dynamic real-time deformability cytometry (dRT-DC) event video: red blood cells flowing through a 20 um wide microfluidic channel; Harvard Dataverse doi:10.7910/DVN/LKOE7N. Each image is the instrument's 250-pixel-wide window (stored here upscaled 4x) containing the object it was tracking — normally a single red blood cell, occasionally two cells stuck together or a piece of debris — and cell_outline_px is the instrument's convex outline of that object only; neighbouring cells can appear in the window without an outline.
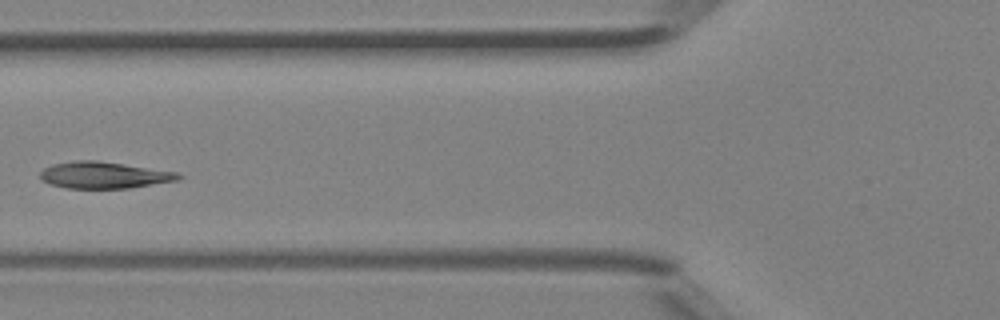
{"species": "Egyptian fruit bat (a non-hibernating species)", "species_latin": "Rousettus aegyptiacus", "temperature_condition": "room temperature", "stored_images_in_passage": 4, "camera_frame_rate_fps": 3000, "um_per_image_px": 0.085, "animal": {"sex": "female"}, "frame": {"image": 1, "passage_image": 4, "time_ms": 1.0, "image_size_px": [1000, 320], "cell_outline_px": [[184, 176], [180, 180], [128, 188], [64, 188], [48, 184], [40, 180], [40, 172], [44, 168], [52, 164], [76, 160], [96, 160], [180, 172]], "centroid_in_image_um": [8.85, 14.88], "position_along_channel_um": 117.0, "area_um2": 21.73}}